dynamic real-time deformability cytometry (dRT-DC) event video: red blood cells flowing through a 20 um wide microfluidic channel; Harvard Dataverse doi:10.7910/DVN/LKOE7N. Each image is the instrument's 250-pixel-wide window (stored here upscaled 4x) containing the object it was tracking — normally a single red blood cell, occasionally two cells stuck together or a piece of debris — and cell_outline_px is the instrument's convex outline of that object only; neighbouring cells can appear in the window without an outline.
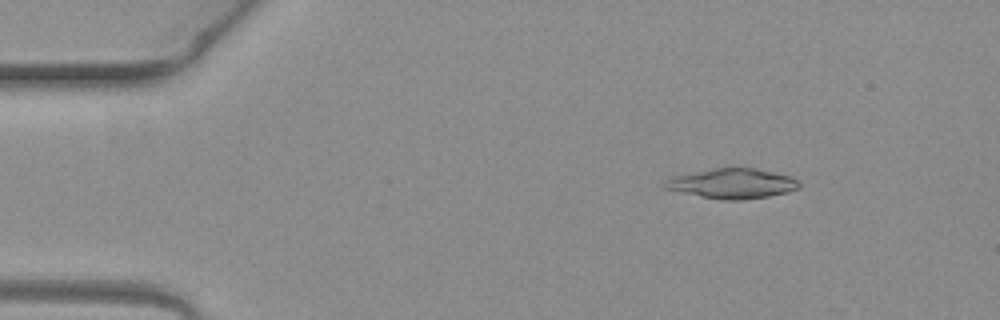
{"species": "common noctule bat (a hibernating species)", "species_latin": "Nyctalus noctula", "temperature_condition": "warm", "stored_images_in_passage": 4, "camera_frame_rate_fps": 3000, "um_per_image_px": 0.085, "animal": {"sex": "female", "body_mass_g": 19.3, "forearm_length_mm": 54.1}, "frame": {"image": 1, "passage_image": 2, "time_ms": 0.333, "image_size_px": [1000, 320], "cell_outline_px": [[800, 188], [788, 192], [768, 196], [744, 200], [724, 200], [660, 188], [660, 184], [664, 180], [672, 176], [712, 168], [752, 168], [792, 176], [800, 180]], "centroid_in_image_um": [62.22, 15.6], "position_along_channel_um": 22.8, "area_um2": 23.64}}